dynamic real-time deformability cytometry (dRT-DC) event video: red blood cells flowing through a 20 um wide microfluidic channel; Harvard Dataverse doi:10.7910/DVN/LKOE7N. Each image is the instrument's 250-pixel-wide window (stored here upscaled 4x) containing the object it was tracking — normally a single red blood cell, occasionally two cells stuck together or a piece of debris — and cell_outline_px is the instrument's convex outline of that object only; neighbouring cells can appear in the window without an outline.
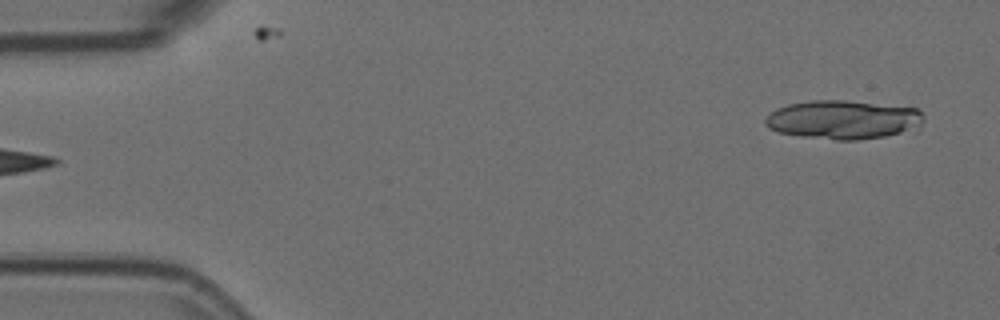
{"species": "Egyptian fruit bat (a non-hibernating species)", "species_latin": "Rousettus aegyptiacus", "temperature_condition": "room temperature", "stored_images_in_passage": 5, "segment_of_instrument_passage": [2, 2], "camera_frame_rate_fps": 3000, "um_per_image_px": 0.085, "animal": {"sex": "female"}, "frame": {"image": 1, "passage_image": 5, "time_ms": 1.333, "image_size_px": [1000, 320], "cell_outline_px": [[924, 120], [920, 128], [916, 132], [856, 140], [836, 140], [804, 136], [776, 132], [768, 128], [764, 124], [764, 120], [776, 108], [788, 104], [812, 100], [844, 100], [916, 108], [924, 116]], "centroid_in_image_um": [71.73, 10.18], "position_along_channel_um": 13.3, "area_um2": 36.24}}